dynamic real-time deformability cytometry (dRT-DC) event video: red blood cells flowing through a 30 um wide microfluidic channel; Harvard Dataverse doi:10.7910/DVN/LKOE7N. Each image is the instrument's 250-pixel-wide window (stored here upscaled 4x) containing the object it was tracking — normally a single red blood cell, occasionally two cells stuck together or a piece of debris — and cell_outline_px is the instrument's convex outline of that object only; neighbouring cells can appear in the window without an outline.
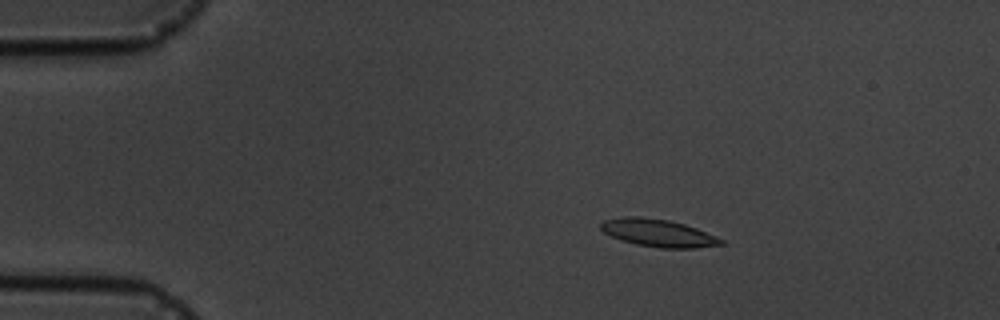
{"species": "common noctule bat (a hibernating species)", "species_latin": "Nyctalus noctula", "temperature_condition": "cold", "stored_images_in_passage": 5, "camera_frame_rate_fps": 3000, "um_per_image_px": 0.085, "animal": {"sex": "male", "body_mass_g": 19.5, "forearm_length_mm": 54.6}, "frame": {"image": 1, "passage_image": 3, "time_ms": 2.333, "image_size_px": [1000, 320], "cell_outline_px": [[724, 244], [696, 248], [660, 248], [636, 244], [620, 240], [604, 232], [600, 228], [600, 224], [604, 220], [620, 216], [640, 216], [668, 220], [684, 224], [696, 228], [724, 240]], "centroid_in_image_um": [55.92, 19.8], "position_along_channel_um": 29.1, "area_um2": 19.31}}